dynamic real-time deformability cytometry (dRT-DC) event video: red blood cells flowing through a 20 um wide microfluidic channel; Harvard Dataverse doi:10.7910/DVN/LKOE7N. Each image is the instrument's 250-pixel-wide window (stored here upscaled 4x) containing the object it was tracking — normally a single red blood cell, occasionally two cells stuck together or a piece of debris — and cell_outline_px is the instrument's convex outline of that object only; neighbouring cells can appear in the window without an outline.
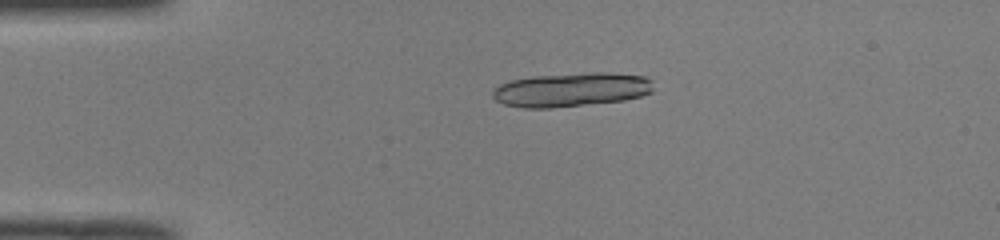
{"species": "common noctule bat (a hibernating species)", "species_latin": "Nyctalus noctula", "temperature_condition": "room temperature", "stored_images_in_passage": 9, "camera_frame_rate_fps": 3000, "um_per_image_px": 0.085, "animal": {"sex": "male", "body_mass_g": 19.0, "forearm_length_mm": 50.8}, "frame": {"image": 1, "passage_image": 2, "time_ms": 0.333, "image_size_px": [1000, 240], "cell_outline_px": [[652, 92], [640, 96], [624, 100], [552, 108], [524, 108], [504, 104], [496, 100], [492, 96], [492, 92], [500, 84], [512, 80], [532, 76], [592, 72], [612, 72], [648, 76], [652, 80]], "centroid_in_image_um": [48.59, 7.61], "position_along_channel_um": 36.4, "area_um2": 32.02}}